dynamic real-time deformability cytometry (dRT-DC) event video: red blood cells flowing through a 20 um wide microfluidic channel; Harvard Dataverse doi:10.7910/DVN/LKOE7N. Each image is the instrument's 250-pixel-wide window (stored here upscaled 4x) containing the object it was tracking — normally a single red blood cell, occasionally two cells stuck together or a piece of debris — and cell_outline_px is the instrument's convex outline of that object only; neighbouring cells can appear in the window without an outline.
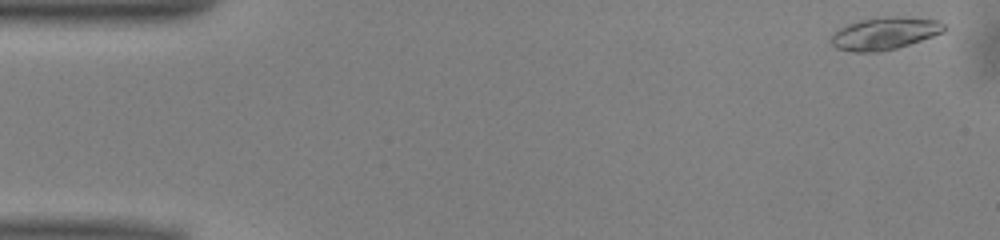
{"species": "common noctule bat (a hibernating species)", "species_latin": "Nyctalus noctula", "temperature_condition": "warm", "stored_images_in_passage": 41, "camera_frame_rate_fps": 3000, "um_per_image_px": 0.085, "animal": {"sex": "male", "body_mass_g": 13.0, "forearm_length_mm": 53.1}, "frame": {"image": 1, "passage_image": 1, "time_ms": 0.0, "image_size_px": [1000, 240], "cell_outline_px": [[948, 28], [944, 32], [896, 48], [880, 52], [852, 52], [836, 48], [828, 40], [840, 28], [848, 24], [860, 20], [888, 16], [896, 16], [940, 20]], "centroid_in_image_um": [75.2, 2.84], "position_along_channel_um": 9.8, "area_um2": 21.33}}
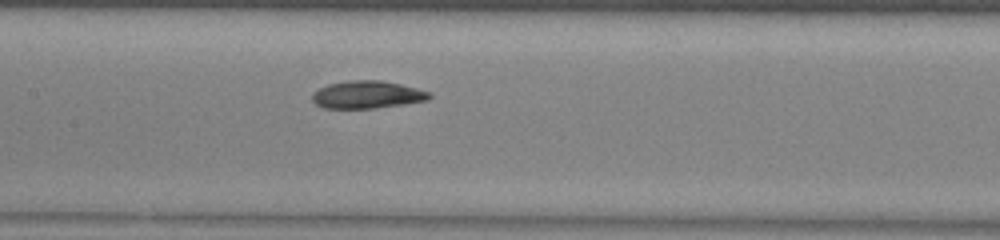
{"frame": {"image": 2, "passage_image": 23, "time_ms": 7.333, "image_size_px": [1000, 240], "cell_outline_px": [[432, 96], [428, 100], [404, 104], [376, 108], [324, 108], [316, 104], [312, 100], [312, 92], [328, 84], [348, 80], [380, 80], [400, 84], [432, 92]], "centroid_in_image_um": [31.22, 8.04], "position_along_channel_um": 176.2, "area_um2": 18.9}}
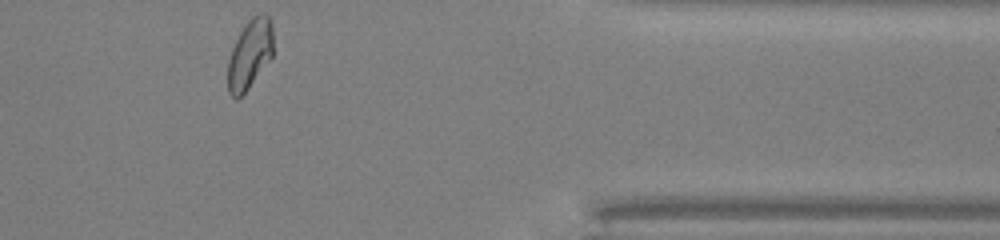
{"frame": {"image": 3, "passage_image": 41, "time_ms": 13.333, "image_size_px": [1000, 240], "cell_outline_px": [[272, 56], [248, 88], [236, 100], [228, 92], [228, 60], [232, 48], [244, 24], [252, 16], [260, 12], [264, 12], [268, 16], [272, 28]], "centroid_in_image_um": [21.22, 4.57], "position_along_channel_um": 390.2, "area_um2": 18.15}, "authors_computed_cell_mechanics": {"area_um2": 19.1896, "velocity_mm_per_s": 4.0218, "shape_relaxation_time_tau1_ms": 3.8029, "shape_relaxation_time_tau2_ms": 2.0598, "deformation_change_tau1": 0.1496, "deformation_change_tau2": 0.071}}